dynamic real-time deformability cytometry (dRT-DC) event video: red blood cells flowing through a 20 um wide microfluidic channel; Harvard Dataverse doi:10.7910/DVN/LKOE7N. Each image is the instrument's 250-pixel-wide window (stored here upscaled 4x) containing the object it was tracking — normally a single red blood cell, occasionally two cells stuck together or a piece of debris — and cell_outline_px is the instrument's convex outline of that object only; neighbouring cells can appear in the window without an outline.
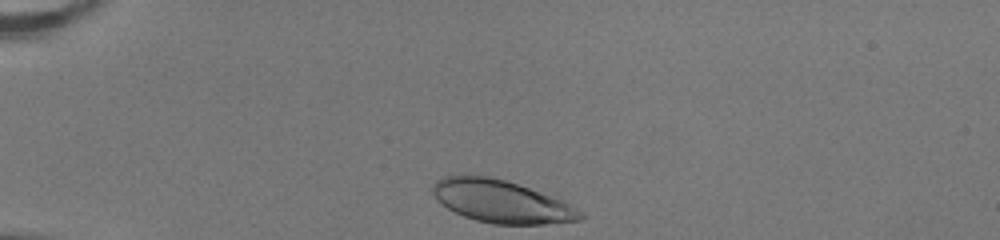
{"species": "human", "species_latin": "Homo sapiens", "temperature_condition": "room temperature", "stored_images_in_passage": 32, "camera_frame_rate_fps": 3000, "um_per_image_px": 0.085, "donor": {"sex": "female"}, "frame": {"image": 1, "passage_image": 1, "time_ms": 0.0, "image_size_px": [1000, 240], "cell_outline_px": [[584, 216], [580, 220], [544, 224], [492, 224], [476, 220], [464, 216], [440, 204], [436, 200], [432, 192], [432, 184], [436, 180], [444, 176], [460, 172], [472, 172], [504, 180], [564, 200], [584, 212]], "centroid_in_image_um": [42.55, 17.08], "position_along_channel_um": 42.4, "area_um2": 37.28}}
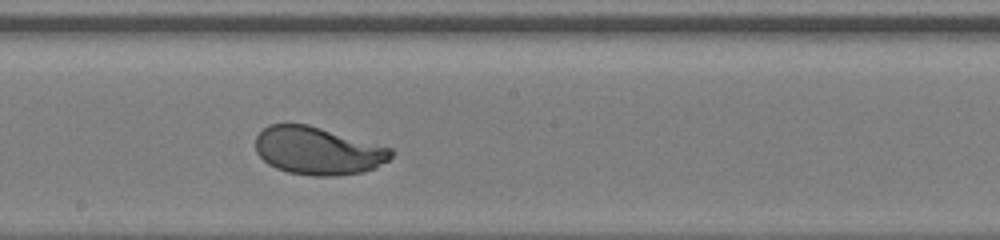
{"frame": {"image": 2, "passage_image": 18, "time_ms": 5.667, "image_size_px": [1000, 240], "cell_outline_px": [[396, 152], [388, 160], [376, 168], [364, 172], [336, 176], [312, 176], [288, 172], [276, 168], [268, 164], [256, 152], [256, 136], [268, 124], [308, 124], [392, 148]], "centroid_in_image_um": [27.04, 12.82], "position_along_channel_um": 221.2, "area_um2": 37.92}}
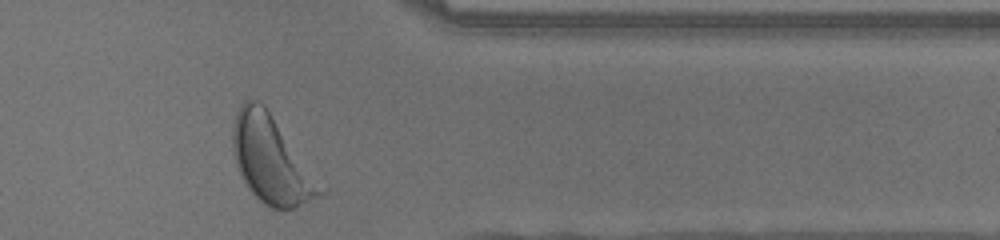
{"frame": {"image": 3, "passage_image": 31, "time_ms": 10.0, "image_size_px": [1000, 240], "cell_outline_px": [[328, 192], [320, 196], [292, 208], [272, 208], [264, 204], [248, 188], [240, 176], [232, 152], [232, 124], [236, 112], [240, 104], [244, 100], [256, 100], [264, 104]], "centroid_in_image_um": [23.03, 13.57], "position_along_channel_um": 388.4, "area_um2": 44.22}, "authors_computed_cell_mechanics": {"area_um2": 37.9746, "velocity_mm_per_s": 4.0094, "shape_relaxation_time_tau1_ms": 2.411, "shape_relaxation_time_tau2_ms": null, "deformation_change_tau1": 0.1487, "deformation_change_tau2": null}}